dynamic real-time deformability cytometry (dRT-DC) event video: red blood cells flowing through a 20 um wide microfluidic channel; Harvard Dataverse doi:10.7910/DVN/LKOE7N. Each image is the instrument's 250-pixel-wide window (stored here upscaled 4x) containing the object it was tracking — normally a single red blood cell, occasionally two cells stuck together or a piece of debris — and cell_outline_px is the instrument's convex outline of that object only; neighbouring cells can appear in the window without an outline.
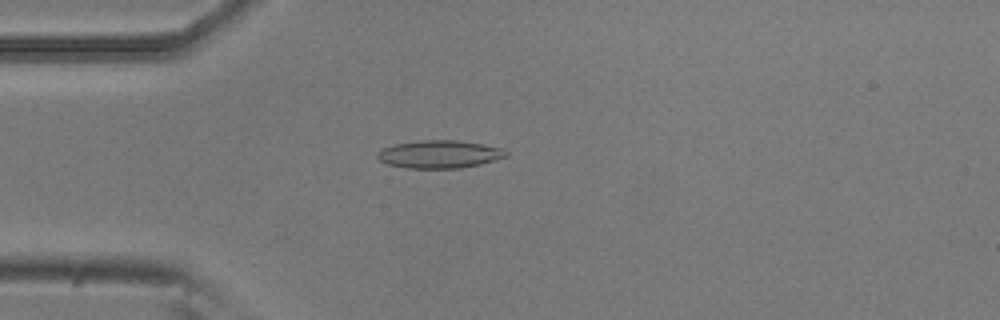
{"species": "common noctule bat (a hibernating species)", "species_latin": "Nyctalus noctula", "temperature_condition": "room temperature", "stored_images_in_passage": 53, "camera_frame_rate_fps": 3000, "um_per_image_px": 0.085, "animal": {"sex": "male", "body_mass_g": 20.5, "forearm_length_mm": 52.5}, "frame": {"image": 1, "passage_image": 14, "time_ms": 4.333, "image_size_px": [1000, 320], "cell_outline_px": [[508, 156], [480, 164], [460, 168], [404, 168], [388, 164], [380, 160], [376, 156], [384, 148], [392, 144], [420, 140], [460, 140], [500, 148], [508, 152]], "centroid_in_image_um": [37.34, 13.11], "position_along_channel_um": 47.7, "area_um2": 20.75}}
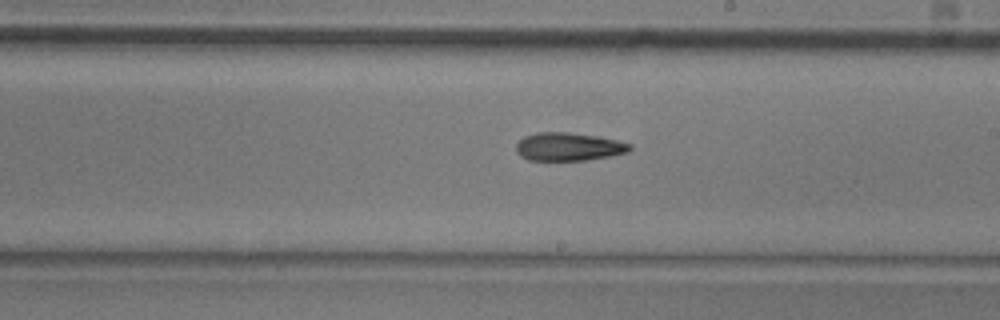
{"frame": {"image": 2, "passage_image": 30, "time_ms": 9.667, "image_size_px": [1000, 320], "cell_outline_px": [[632, 148], [628, 152], [612, 156], [584, 160], [528, 160], [520, 156], [516, 152], [516, 144], [524, 136], [536, 132], [568, 132], [596, 136], [616, 140], [632, 144]], "centroid_in_image_um": [48.32, 12.47], "position_along_channel_um": 240.7, "area_um2": 18.73}}
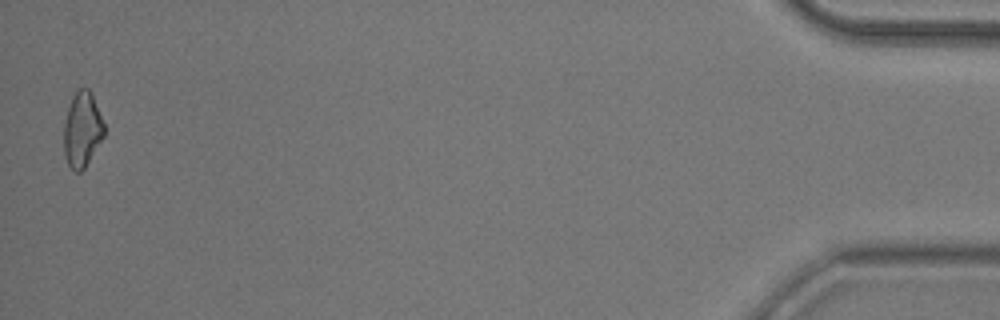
{"frame": {"image": 3, "passage_image": 52, "time_ms": 17.0, "image_size_px": [1000, 320], "cell_outline_px": [[104, 136], [84, 168], [80, 172], [76, 172], [68, 164], [64, 152], [64, 124], [68, 108], [72, 96], [80, 88], [88, 88], [92, 92], [104, 124]], "centroid_in_image_um": [6.99, 10.99], "position_along_channel_um": 428.2, "area_um2": 17.46}, "authors_computed_cell_mechanics": {"area_um2": 18.6116, "velocity_mm_per_s": 3.8388, "shape_relaxation_time_tau1_ms": 6.8522, "shape_relaxation_time_tau2_ms": 8.0331, "deformation_change_tau1": 0.1588, "deformation_change_tau2": 0.2049}}